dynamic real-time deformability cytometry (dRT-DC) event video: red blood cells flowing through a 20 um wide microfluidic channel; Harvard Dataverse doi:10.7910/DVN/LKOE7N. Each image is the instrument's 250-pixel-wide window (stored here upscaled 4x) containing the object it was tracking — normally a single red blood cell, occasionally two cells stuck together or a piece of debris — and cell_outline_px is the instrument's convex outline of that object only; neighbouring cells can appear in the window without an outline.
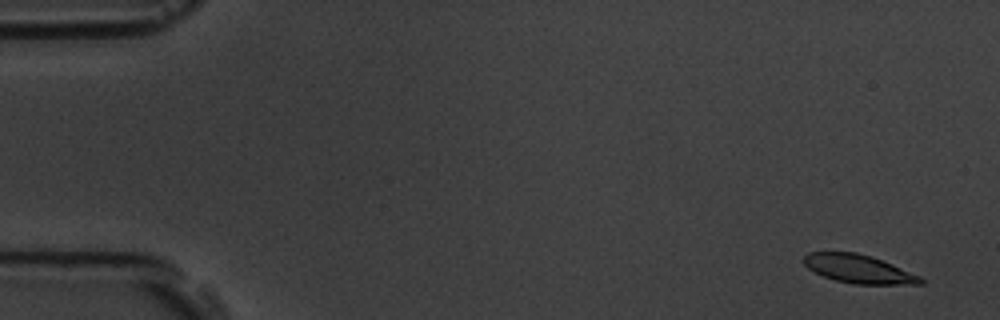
{"species": "common noctule bat (a hibernating species)", "species_latin": "Nyctalus noctula", "temperature_condition": "room temperature", "stored_images_in_passage": 6, "camera_frame_rate_fps": 3000, "um_per_image_px": 0.085, "animal": {"sex": "male", "body_mass_g": 19.5, "forearm_length_mm": 54.6}, "frame": {"image": 1, "passage_image": 1, "time_ms": 0.0, "image_size_px": [1000, 320], "cell_outline_px": [[924, 284], [852, 284], [836, 280], [824, 276], [808, 268], [800, 260], [808, 252], [856, 252], [872, 256], [892, 264], [920, 276], [924, 280]], "centroid_in_image_um": [72.97, 22.85], "position_along_channel_um": 12.0, "area_um2": 19.36}}
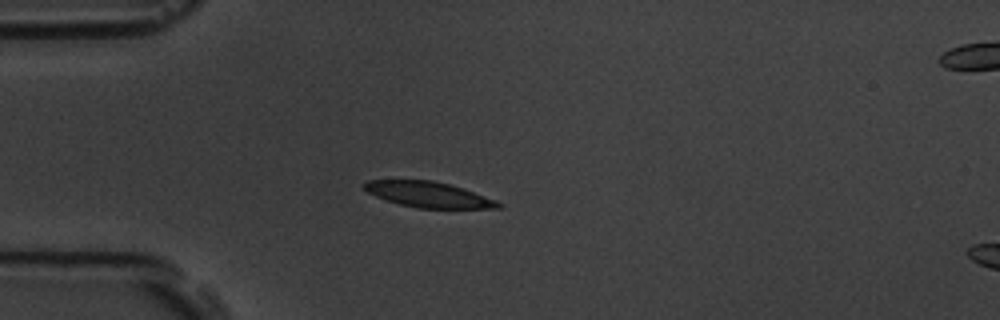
{"frame": {"image": 2, "passage_image": 5, "time_ms": 4.333, "image_size_px": [1000, 320], "cell_outline_px": [[504, 204], [500, 208], [420, 208], [400, 204], [384, 200], [368, 192], [360, 184], [368, 180], [432, 180], [448, 184], [496, 200]], "centroid_in_image_um": [36.37, 16.54], "position_along_channel_um": 48.6, "area_um2": 19.77}}